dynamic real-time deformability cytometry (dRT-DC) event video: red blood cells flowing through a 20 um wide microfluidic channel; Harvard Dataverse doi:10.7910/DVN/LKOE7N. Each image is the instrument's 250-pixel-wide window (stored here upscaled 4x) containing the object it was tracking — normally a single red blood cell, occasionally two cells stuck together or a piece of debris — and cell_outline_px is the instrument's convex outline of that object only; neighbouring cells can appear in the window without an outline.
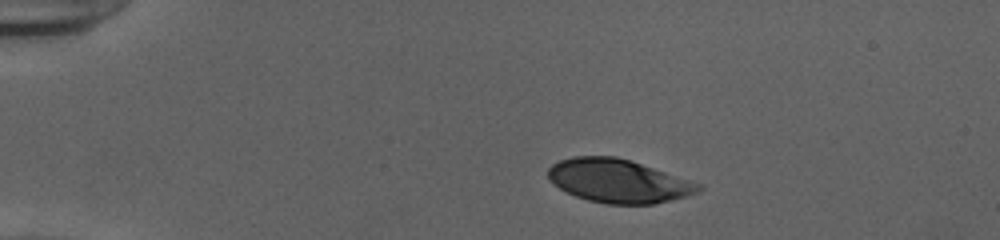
{"species": "human", "species_latin": "Homo sapiens", "temperature_condition": "cold", "stored_images_in_passage": 38, "camera_frame_rate_fps": 3000, "um_per_image_px": 0.085, "donor": {"sex": "female"}, "frame": {"image": 1, "passage_image": 1, "time_ms": 0.0, "image_size_px": [1000, 240], "cell_outline_px": [[704, 188], [700, 192], [652, 204], [608, 204], [588, 200], [576, 196], [560, 188], [548, 176], [548, 168], [552, 164], [560, 160], [572, 156], [616, 156], [704, 184]], "centroid_in_image_um": [52.59, 15.37], "position_along_channel_um": 32.4, "area_um2": 37.8}}
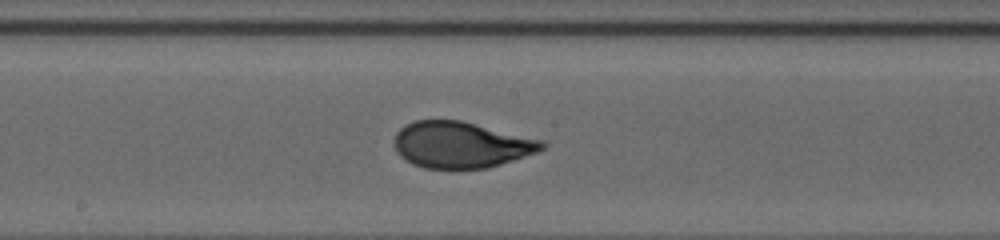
{"frame": {"image": 2, "passage_image": 20, "time_ms": 6.333, "image_size_px": [1000, 240], "cell_outline_px": [[548, 144], [544, 148], [536, 152], [488, 168], [424, 168], [412, 164], [400, 156], [396, 152], [396, 132], [400, 128], [416, 120], [460, 120], [544, 140]], "centroid_in_image_um": [39.2, 12.3], "position_along_channel_um": 209.0, "area_um2": 39.54}}
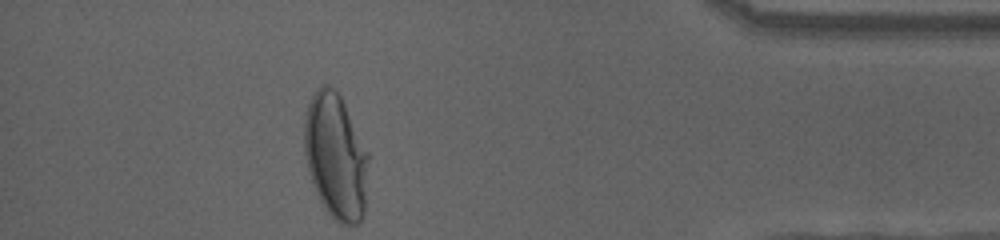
{"frame": {"image": 3, "passage_image": 38, "time_ms": 12.333, "image_size_px": [1000, 240], "cell_outline_px": [[368, 160], [364, 212], [360, 220], [356, 224], [340, 224], [324, 208], [316, 192], [308, 172], [304, 152], [304, 120], [308, 104], [316, 88], [324, 84], [328, 84], [336, 88], [368, 152]], "centroid_in_image_um": [28.51, 13.27], "position_along_channel_um": 406.7, "area_um2": 46.76}, "authors_computed_cell_mechanics": {"area_um2": 39.882, "velocity_mm_per_s": 3.9129, "shape_relaxation_time_tau1_ms": 6.9567, "shape_relaxation_time_tau2_ms": null, "deformation_change_tau1": 0.2539, "deformation_change_tau2": null}}